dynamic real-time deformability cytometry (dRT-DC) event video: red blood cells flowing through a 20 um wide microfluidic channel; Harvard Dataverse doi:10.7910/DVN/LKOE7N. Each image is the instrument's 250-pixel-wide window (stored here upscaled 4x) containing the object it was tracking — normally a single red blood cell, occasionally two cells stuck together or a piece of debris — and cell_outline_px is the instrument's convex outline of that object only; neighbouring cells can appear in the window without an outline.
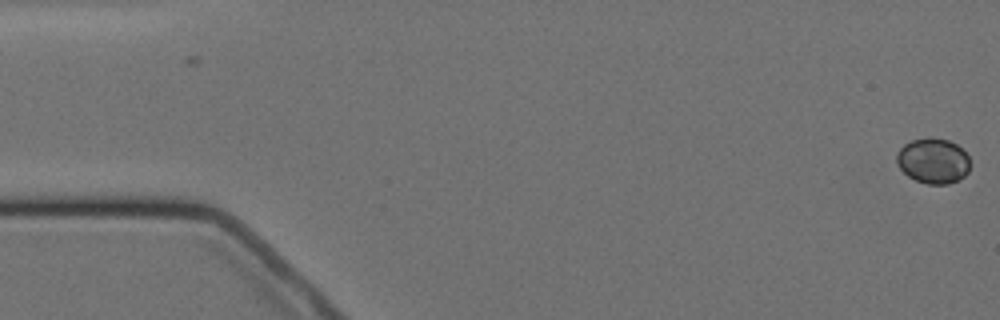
{"species": "Egyptian fruit bat (a non-hibernating species)", "species_latin": "Rousettus aegyptiacus", "temperature_condition": "cold", "stored_images_in_passage": 5, "camera_frame_rate_fps": 3000, "um_per_image_px": 0.085, "animal": {"sex": "female"}, "frame": {"image": 1, "passage_image": 1, "time_ms": 0.0, "image_size_px": [1000, 320], "cell_outline_px": [[968, 172], [960, 180], [948, 184], [928, 184], [916, 180], [908, 176], [896, 164], [896, 152], [904, 144], [912, 140], [928, 136], [948, 140], [956, 144], [968, 156]], "centroid_in_image_um": [79.28, 13.66], "position_along_channel_um": 5.7, "area_um2": 19.48}}